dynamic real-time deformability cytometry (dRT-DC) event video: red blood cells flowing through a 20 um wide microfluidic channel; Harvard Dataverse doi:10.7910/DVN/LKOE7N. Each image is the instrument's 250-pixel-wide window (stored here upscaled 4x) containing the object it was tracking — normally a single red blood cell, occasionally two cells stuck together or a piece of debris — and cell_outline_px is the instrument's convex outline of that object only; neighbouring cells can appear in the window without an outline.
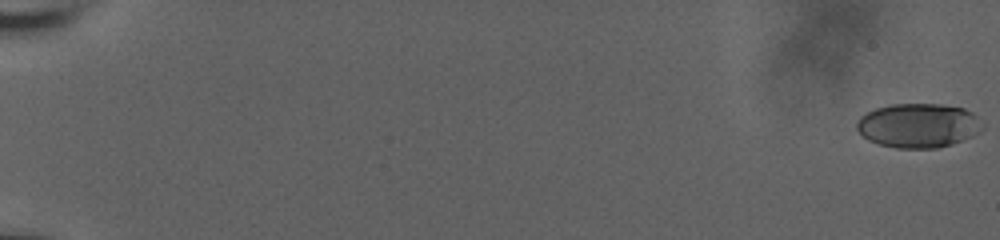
{"species": "human", "species_latin": "Homo sapiens", "temperature_condition": "room temperature", "stored_images_in_passage": 60, "camera_frame_rate_fps": 3000, "um_per_image_px": 0.085, "donor": {"sex": "male"}, "frame": {"image": 1, "passage_image": 1, "time_ms": 0.0, "image_size_px": [1000, 240], "cell_outline_px": [[984, 128], [972, 136], [952, 144], [936, 148], [896, 148], [876, 144], [868, 140], [856, 128], [856, 124], [860, 116], [876, 108], [892, 104], [940, 104], [964, 108], [972, 112], [984, 124]], "centroid_in_image_um": [78.06, 10.67], "position_along_channel_um": 6.9, "area_um2": 32.54}}
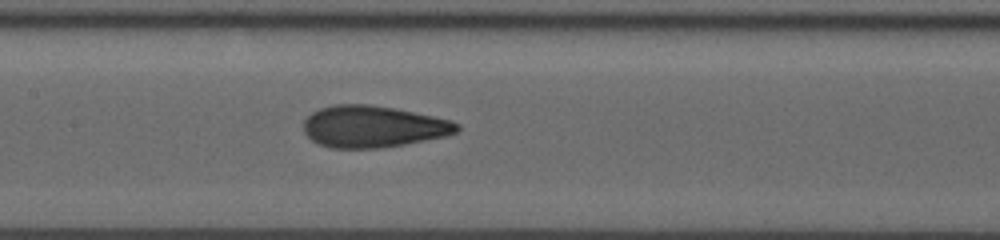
{"frame": {"image": 2, "passage_image": 33, "time_ms": 10.667, "image_size_px": [1000, 240], "cell_outline_px": [[460, 128], [456, 132], [444, 136], [404, 144], [380, 148], [332, 148], [320, 144], [312, 140], [304, 132], [304, 120], [312, 112], [320, 108], [336, 104], [368, 104], [396, 108], [452, 120], [460, 124]], "centroid_in_image_um": [31.71, 10.75], "position_along_channel_um": 175.7, "area_um2": 37.22}}
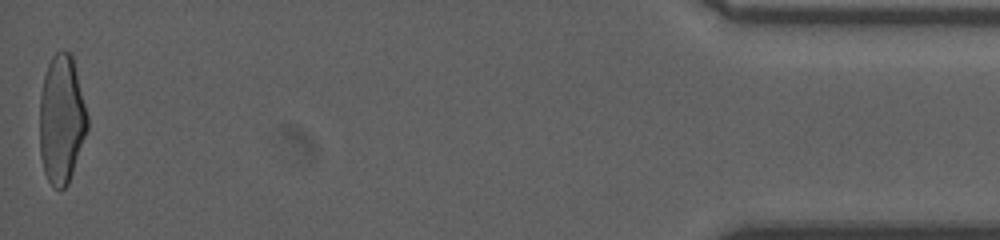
{"frame": {"image": 3, "passage_image": 60, "time_ms": 19.667, "image_size_px": [1000, 240], "cell_outline_px": [[88, 128], [68, 184], [60, 192], [48, 180], [44, 172], [40, 156], [40, 96], [44, 76], [48, 64], [52, 56], [56, 52], [72, 52], [88, 116]], "centroid_in_image_um": [5.23, 10.15], "position_along_channel_um": 430.0, "area_um2": 35.84}, "authors_computed_cell_mechanics": {"area_um2": 35.7493, "velocity_mm_per_s": 3.7491, "shape_relaxation_time_tau1_ms": 5.5574, "shape_relaxation_time_tau2_ms": 0.9702, "deformation_change_tau1": 0.1846, "deformation_change_tau2": 0.0799}}